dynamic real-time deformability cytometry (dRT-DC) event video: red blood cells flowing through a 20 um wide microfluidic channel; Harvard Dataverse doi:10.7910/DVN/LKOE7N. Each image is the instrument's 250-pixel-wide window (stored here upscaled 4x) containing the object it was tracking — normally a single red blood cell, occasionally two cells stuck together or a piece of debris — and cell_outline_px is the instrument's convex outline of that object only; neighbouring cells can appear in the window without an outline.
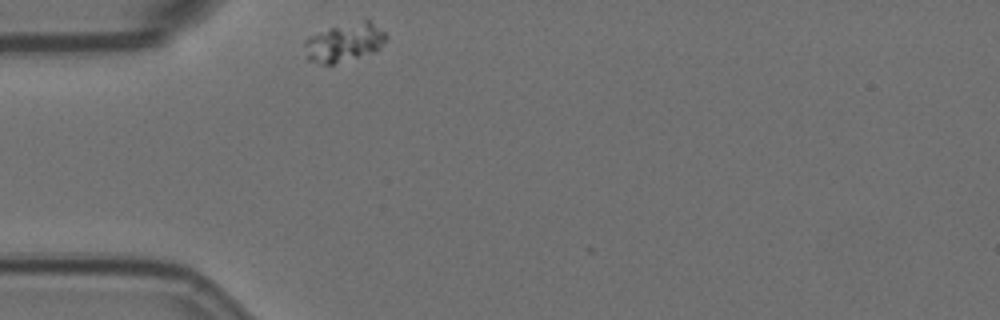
{"species": "Egyptian fruit bat (a non-hibernating species)", "species_latin": "Rousettus aegyptiacus", "temperature_condition": "room temperature", "stored_images_in_passage": 2, "camera_frame_rate_fps": 3000, "um_per_image_px": 0.085, "animal": {"sex": "female"}, "frame": {"image": 1, "passage_image": 1, "time_ms": 0.0, "image_size_px": [1000, 320], "cell_outline_px": [[388, 40], [376, 52], [332, 64], [320, 64], [308, 60], [304, 44], [304, 40], [308, 36], [332, 28], [364, 20], [368, 20], [384, 32], [388, 36]], "centroid_in_image_um": [29.29, 3.63], "position_along_channel_um": 55.7, "area_um2": 18.09}}